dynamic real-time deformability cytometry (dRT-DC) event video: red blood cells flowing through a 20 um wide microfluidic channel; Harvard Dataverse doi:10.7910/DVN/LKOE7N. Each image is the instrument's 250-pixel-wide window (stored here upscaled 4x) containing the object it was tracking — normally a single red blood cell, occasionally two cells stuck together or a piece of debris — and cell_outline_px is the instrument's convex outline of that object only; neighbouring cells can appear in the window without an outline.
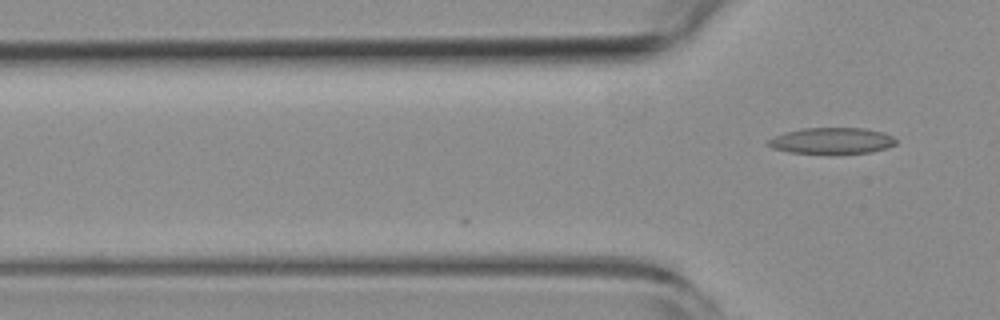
{"species": "common noctule bat (a hibernating species)", "species_latin": "Nyctalus noctula", "temperature_condition": "room temperature", "stored_images_in_passage": 16, "camera_frame_rate_fps": 3000, "um_per_image_px": 0.085, "animal": {"sex": "female", "body_mass_g": 19.3, "forearm_length_mm": 54.1}, "frame": {"image": 1, "passage_image": 16, "time_ms": 5.0, "image_size_px": [1000, 320], "cell_outline_px": [[896, 144], [872, 152], [828, 156], [788, 152], [772, 148], [768, 144], [768, 140], [784, 132], [800, 128], [868, 128], [884, 132], [892, 136], [896, 140]], "centroid_in_image_um": [70.7, 12.0], "position_along_channel_um": 55.1, "area_um2": 20.29}}